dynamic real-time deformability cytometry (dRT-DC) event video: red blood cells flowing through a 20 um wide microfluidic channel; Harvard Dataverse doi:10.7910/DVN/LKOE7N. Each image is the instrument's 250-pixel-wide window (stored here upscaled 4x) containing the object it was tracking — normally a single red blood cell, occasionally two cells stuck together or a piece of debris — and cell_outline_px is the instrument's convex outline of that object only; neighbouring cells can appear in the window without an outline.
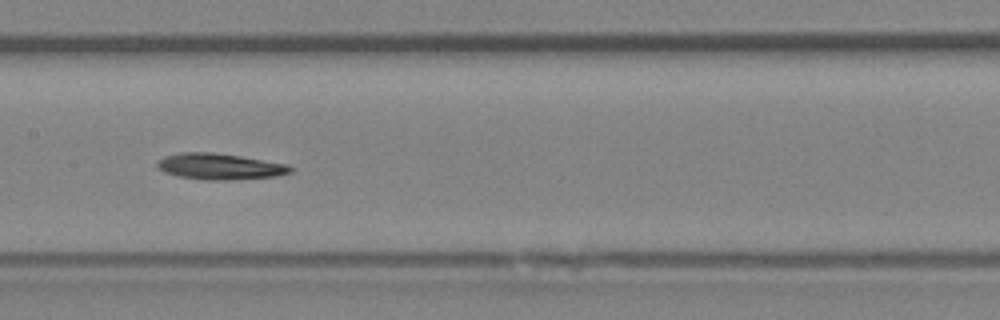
{"species": "Egyptian fruit bat (a non-hibernating species)", "species_latin": "Rousettus aegyptiacus", "temperature_condition": "room temperature", "stored_images_in_passage": 35, "camera_frame_rate_fps": 3000, "um_per_image_px": 0.085, "animal": {"sex": "female"}, "frame": {"image": 1, "passage_image": 11, "time_ms": 3.333, "image_size_px": [1000, 320], "cell_outline_px": [[292, 172], [276, 176], [232, 180], [204, 180], [176, 176], [164, 172], [156, 164], [164, 156], [180, 152], [212, 152], [240, 156], [284, 164], [292, 168]], "centroid_in_image_um": [18.64, 14.16], "position_along_channel_um": 188.8, "area_um2": 20.11}}
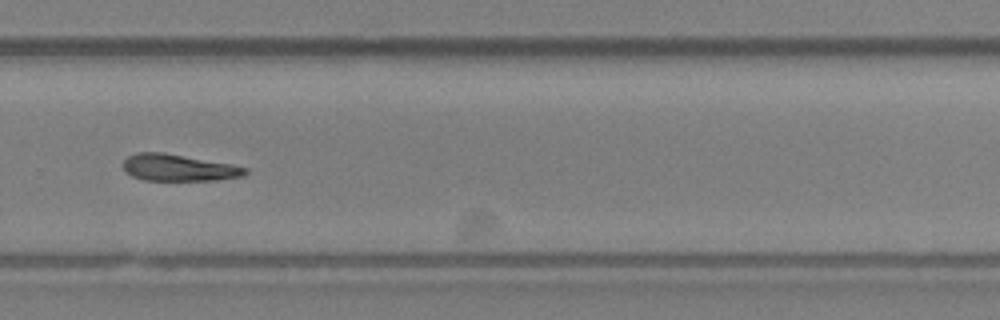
{"frame": {"image": 2, "passage_image": 20, "time_ms": 6.333, "image_size_px": [1000, 320], "cell_outline_px": [[248, 172], [244, 176], [216, 180], [144, 180], [132, 176], [124, 168], [124, 160], [128, 156], [136, 152], [164, 152], [232, 164], [248, 168]], "centroid_in_image_um": [15.21, 14.25], "position_along_channel_um": 314.6, "area_um2": 19.02}}
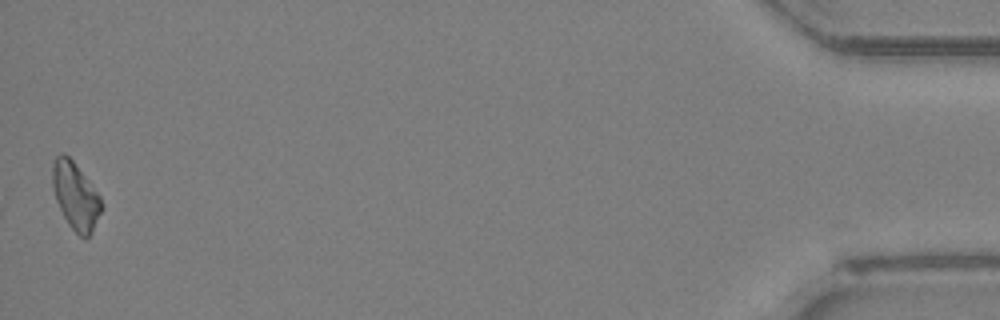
{"frame": {"image": 3, "passage_image": 35, "time_ms": 11.333, "image_size_px": [1000, 320], "cell_outline_px": [[104, 208], [92, 232], [84, 240], [68, 224], [56, 200], [52, 188], [52, 164], [56, 156], [60, 152], [64, 152], [72, 160], [100, 196]], "centroid_in_image_um": [6.42, 16.66], "position_along_channel_um": 428.8, "area_um2": 19.19}, "authors_computed_cell_mechanics": {"area_um2": 19.5364, "velocity_mm_per_s": 4.1919, "shape_relaxation_time_tau1_ms": 5.0705, "shape_relaxation_time_tau2_ms": null, "deformation_change_tau1": 0.1409, "deformation_change_tau2": null}}